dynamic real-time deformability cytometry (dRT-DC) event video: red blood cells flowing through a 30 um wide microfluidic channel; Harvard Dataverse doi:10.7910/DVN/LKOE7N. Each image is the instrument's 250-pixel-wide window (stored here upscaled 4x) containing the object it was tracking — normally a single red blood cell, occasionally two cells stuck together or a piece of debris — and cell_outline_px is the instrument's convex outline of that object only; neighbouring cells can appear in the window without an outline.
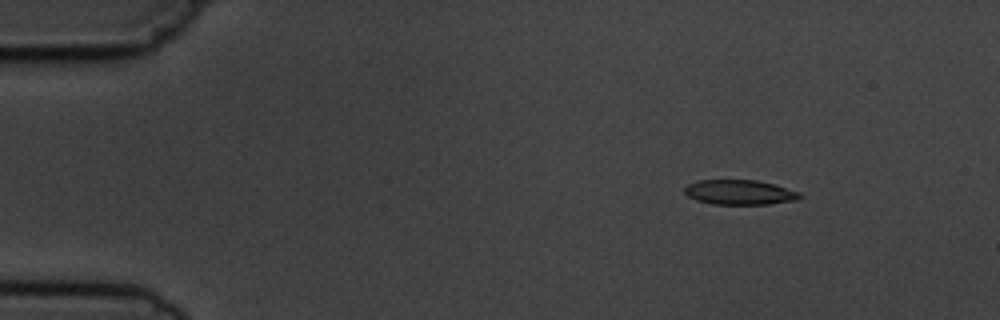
{"species": "common noctule bat (a hibernating species)", "species_latin": "Nyctalus noctula", "temperature_condition": "cold", "stored_images_in_passage": 7, "camera_frame_rate_fps": 3000, "um_per_image_px": 0.085, "animal": {"sex": "male", "body_mass_g": 19.5, "forearm_length_mm": 54.6}, "frame": {"image": 1, "passage_image": 3, "time_ms": 2.0, "image_size_px": [1000, 320], "cell_outline_px": [[804, 196], [796, 200], [768, 204], [712, 204], [696, 200], [688, 196], [684, 192], [684, 188], [688, 184], [696, 180], [756, 180], [776, 184], [800, 192]], "centroid_in_image_um": [62.88, 16.34], "position_along_channel_um": 22.1, "area_um2": 16.82}}
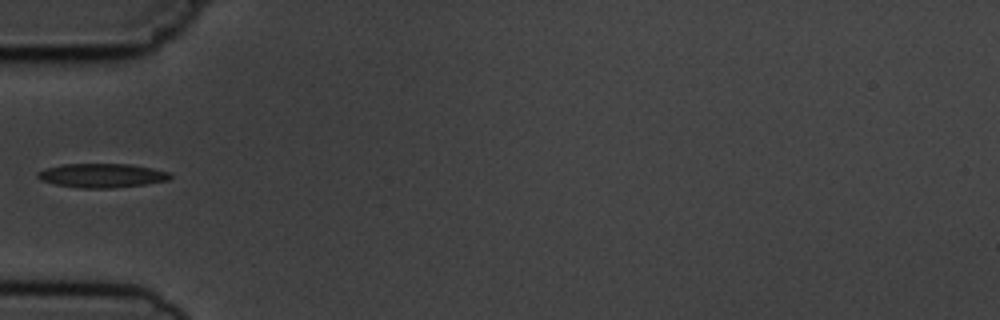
{"frame": {"image": 2, "passage_image": 6, "time_ms": 5.667, "image_size_px": [1000, 320], "cell_outline_px": [[172, 176], [168, 180], [144, 184], [112, 188], [80, 188], [56, 184], [40, 180], [36, 176], [36, 172], [44, 168], [64, 164], [132, 164], [152, 168], [168, 172]], "centroid_in_image_um": [8.62, 14.91], "position_along_channel_um": 76.4, "area_um2": 18.55}}
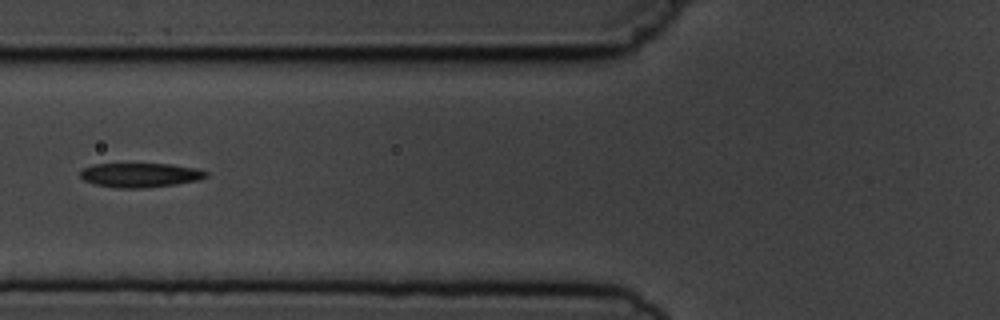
{"frame": {"image": 3, "passage_image": 7, "time_ms": 6.667, "image_size_px": [1000, 320], "cell_outline_px": [[208, 176], [200, 180], [176, 184], [140, 188], [120, 188], [96, 184], [84, 180], [80, 176], [80, 172], [84, 168], [96, 164], [172, 164], [196, 168], [208, 172]], "centroid_in_image_um": [11.96, 14.88], "position_along_channel_um": 113.8, "area_um2": 17.69}}